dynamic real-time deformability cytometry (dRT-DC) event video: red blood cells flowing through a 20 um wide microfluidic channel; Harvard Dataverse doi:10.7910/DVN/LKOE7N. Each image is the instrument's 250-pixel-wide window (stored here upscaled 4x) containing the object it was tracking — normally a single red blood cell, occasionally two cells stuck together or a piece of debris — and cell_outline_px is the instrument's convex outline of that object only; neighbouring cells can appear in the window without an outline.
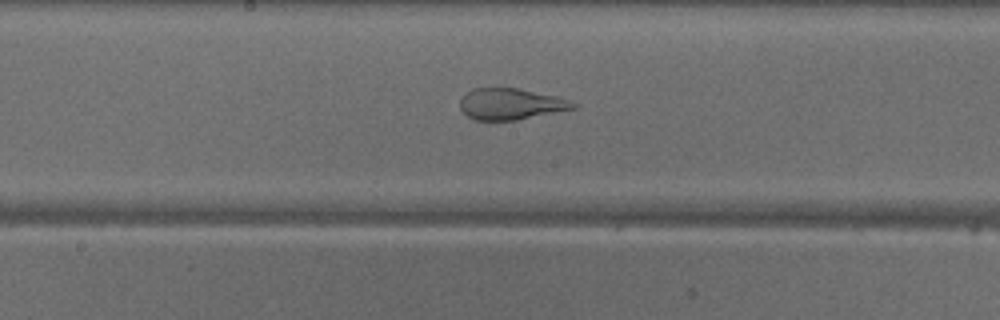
{"species": "common noctule bat (a hibernating species)", "species_latin": "Nyctalus noctula", "temperature_condition": "warm", "stored_images_in_passage": 48, "camera_frame_rate_fps": 3000, "um_per_image_px": 0.085, "animal": {"sex": "male", "body_mass_g": 18.8}, "frame": {"image": 1, "passage_image": 24, "time_ms": 7.667, "image_size_px": [1000, 320], "cell_outline_px": [[580, 104], [576, 108], [516, 120], [476, 120], [468, 116], [460, 108], [460, 100], [472, 88], [520, 88], [560, 96], [572, 100]], "centroid_in_image_um": [43.49, 8.83], "position_along_channel_um": 204.7, "area_um2": 20.81}}
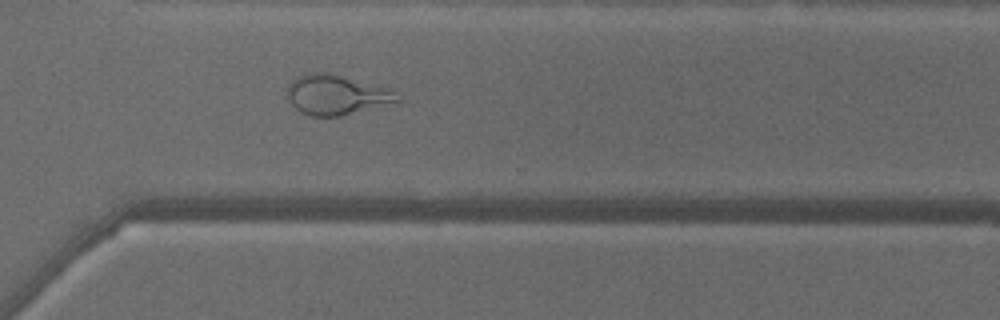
{"frame": {"image": 2, "passage_image": 34, "time_ms": 11.0, "image_size_px": [1000, 320], "cell_outline_px": [[404, 100], [340, 116], [312, 116], [300, 112], [292, 104], [288, 96], [288, 88], [292, 80], [296, 76], [312, 72], [324, 72], [388, 88]], "centroid_in_image_um": [28.58, 8.07], "position_along_channel_um": 342.0, "area_um2": 25.09}}
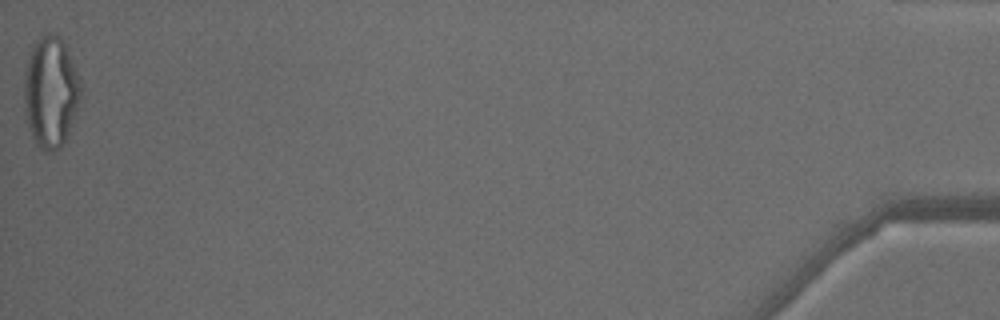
{"frame": {"image": 3, "passage_image": 48, "time_ms": 15.667, "image_size_px": [1000, 320], "cell_outline_px": [[80, 92], [76, 108], [68, 132], [60, 148], [52, 152], [44, 152], [36, 144], [28, 128], [24, 112], [24, 72], [32, 48], [36, 40], [40, 36], [48, 32], [52, 32], [64, 44], [76, 72], [80, 88]], "centroid_in_image_um": [4.24, 7.85], "position_along_channel_um": 431.0, "area_um2": 35.89}, "authors_computed_cell_mechanics": {"area_um2": 29.2468, "velocity_mm_per_s": 4.14, "shape_relaxation_time_tau1_ms": null, "shape_relaxation_time_tau2_ms": 0.7439, "deformation_change_tau1": null, "deformation_change_tau2": 0.073}}